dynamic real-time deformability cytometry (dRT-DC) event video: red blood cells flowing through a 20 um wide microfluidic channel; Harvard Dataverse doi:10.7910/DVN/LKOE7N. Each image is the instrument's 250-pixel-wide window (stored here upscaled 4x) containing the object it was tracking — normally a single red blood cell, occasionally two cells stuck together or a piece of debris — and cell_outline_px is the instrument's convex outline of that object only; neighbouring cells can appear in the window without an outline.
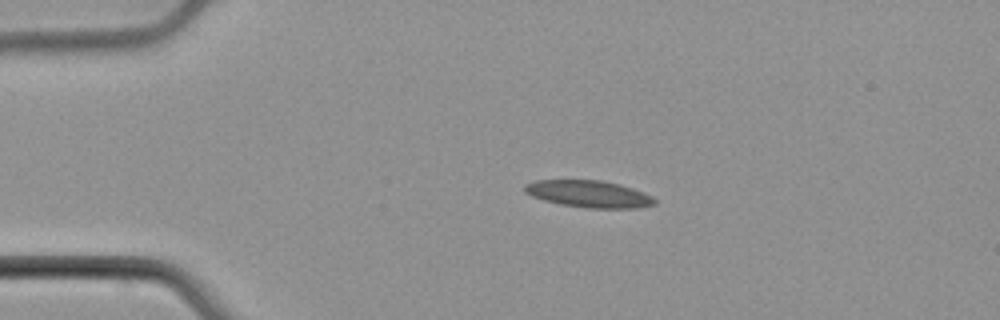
{"species": "common noctule bat (a hibernating species)", "species_latin": "Nyctalus noctula", "temperature_condition": "cold", "stored_images_in_passage": 7, "camera_frame_rate_fps": 3000, "um_per_image_px": 0.085, "animal": {"sex": "male", "body_mass_g": 21.5, "forearm_length_mm": 52.0}, "frame": {"image": 1, "passage_image": 4, "time_ms": 3.667, "image_size_px": [1000, 320], "cell_outline_px": [[656, 204], [640, 208], [584, 208], [560, 204], [544, 200], [532, 196], [524, 192], [524, 184], [532, 180], [600, 180], [620, 184], [644, 192], [652, 196], [656, 200]], "centroid_in_image_um": [50.05, 16.48], "position_along_channel_um": 35.0, "area_um2": 20.63}}
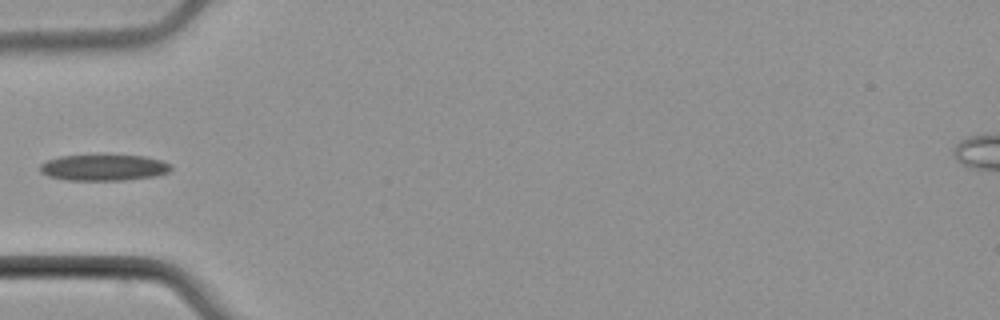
{"frame": {"image": 2, "passage_image": 6, "time_ms": 6.0, "image_size_px": [1000, 320], "cell_outline_px": [[172, 168], [168, 172], [156, 176], [124, 180], [68, 180], [48, 176], [40, 172], [40, 164], [48, 160], [60, 156], [144, 156], [160, 160], [172, 164]], "centroid_in_image_um": [8.83, 14.26], "position_along_channel_um": 76.2, "area_um2": 19.71}}
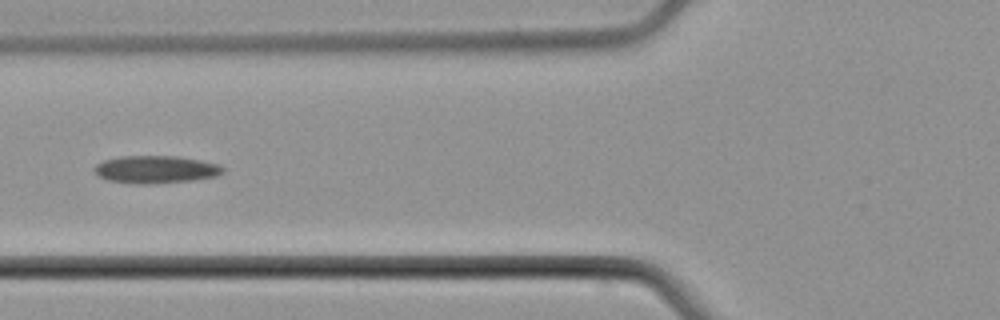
{"frame": {"image": 3, "passage_image": 7, "time_ms": 7.0, "image_size_px": [1000, 320], "cell_outline_px": [[224, 172], [216, 176], [192, 180], [148, 184], [136, 184], [108, 180], [100, 176], [92, 168], [96, 164], [104, 160], [120, 156], [176, 156], [200, 160], [220, 164], [224, 168]], "centroid_in_image_um": [13.24, 14.4], "position_along_channel_um": 112.6, "area_um2": 20.63}}